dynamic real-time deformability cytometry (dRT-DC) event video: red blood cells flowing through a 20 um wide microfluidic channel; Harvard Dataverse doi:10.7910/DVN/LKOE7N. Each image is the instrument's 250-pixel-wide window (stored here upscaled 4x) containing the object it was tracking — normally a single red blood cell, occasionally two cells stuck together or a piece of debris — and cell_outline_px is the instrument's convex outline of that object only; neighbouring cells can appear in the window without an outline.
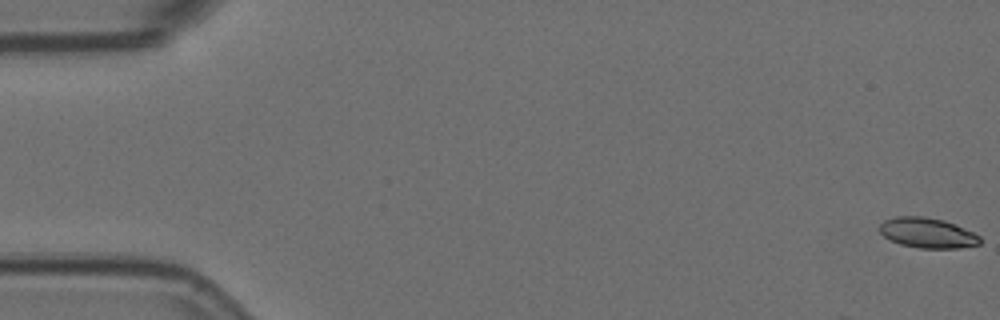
{"species": "Egyptian fruit bat (a non-hibernating species)", "species_latin": "Rousettus aegyptiacus", "temperature_condition": "room temperature", "stored_images_in_passage": 12, "camera_frame_rate_fps": 3000, "um_per_image_px": 0.085, "animal": {"sex": "female"}, "frame": {"image": 1, "passage_image": 1, "time_ms": 0.0, "image_size_px": [1000, 320], "cell_outline_px": [[980, 244], [960, 248], [920, 248], [900, 244], [884, 236], [880, 232], [880, 224], [884, 220], [896, 216], [924, 216], [944, 220], [956, 224], [980, 236]], "centroid_in_image_um": [78.84, 19.79], "position_along_channel_um": 6.2, "area_um2": 17.63}}